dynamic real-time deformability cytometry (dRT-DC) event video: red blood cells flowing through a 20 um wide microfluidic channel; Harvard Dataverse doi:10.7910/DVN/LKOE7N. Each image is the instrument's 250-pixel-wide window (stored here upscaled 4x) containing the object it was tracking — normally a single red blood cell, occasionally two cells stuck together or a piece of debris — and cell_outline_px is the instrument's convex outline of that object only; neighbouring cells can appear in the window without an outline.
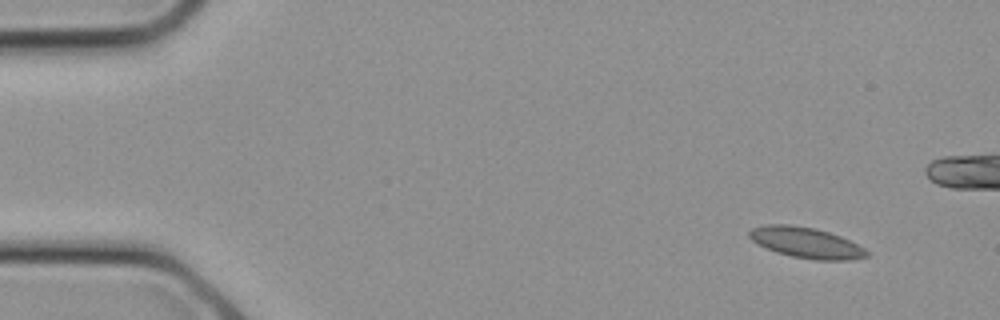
{"species": "common noctule bat (a hibernating species)", "species_latin": "Nyctalus noctula", "temperature_condition": "cold", "stored_images_in_passage": 10, "camera_frame_rate_fps": 3000, "um_per_image_px": 0.085, "animal": {"sex": "female", "body_mass_g": 21.9}, "frame": {"image": 1, "passage_image": 1, "time_ms": 0.0, "image_size_px": [1000, 320], "cell_outline_px": [[868, 256], [852, 260], [816, 260], [792, 256], [776, 252], [764, 248], [756, 244], [748, 236], [748, 232], [752, 228], [764, 224], [788, 224], [816, 228], [840, 236], [864, 248], [868, 252]], "centroid_in_image_um": [68.47, 20.62], "position_along_channel_um": 16.5, "area_um2": 21.1}}
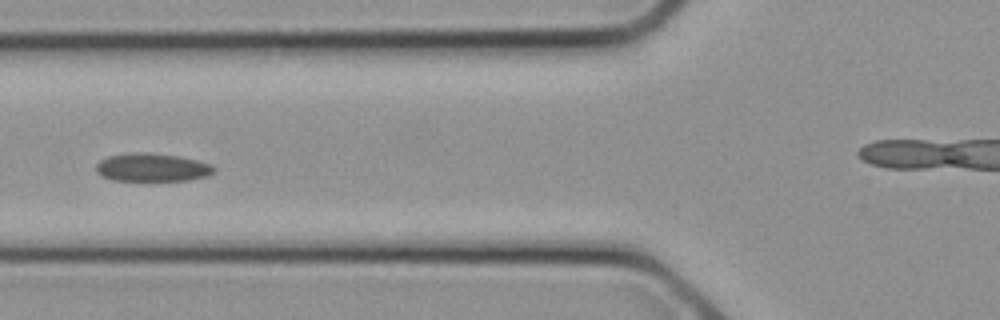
{"frame": {"image": 2, "passage_image": 9, "time_ms": 2.667, "image_size_px": [1000, 320], "cell_outline_px": [[216, 168], [208, 176], [188, 180], [112, 180], [100, 176], [96, 172], [96, 164], [100, 160], [108, 156], [132, 152], [148, 152], [176, 156], [196, 160], [212, 164]], "centroid_in_image_um": [12.9, 14.23], "position_along_channel_um": 112.9, "area_um2": 19.36}}